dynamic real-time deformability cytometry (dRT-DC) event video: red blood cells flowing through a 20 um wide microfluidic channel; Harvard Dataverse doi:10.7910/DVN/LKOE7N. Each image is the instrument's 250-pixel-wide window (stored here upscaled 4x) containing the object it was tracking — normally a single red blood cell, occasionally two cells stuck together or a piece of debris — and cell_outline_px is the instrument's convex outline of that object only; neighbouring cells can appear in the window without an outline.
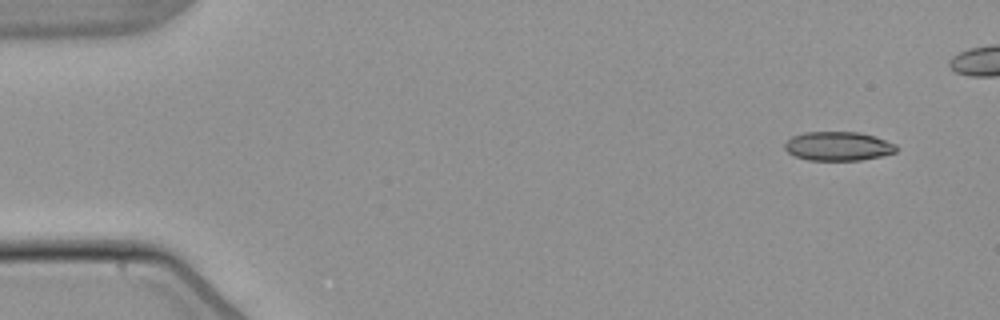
{"species": "common noctule bat (a hibernating species)", "species_latin": "Nyctalus noctula", "temperature_condition": "warm", "stored_images_in_passage": 5, "camera_frame_rate_fps": 3000, "um_per_image_px": 0.085, "animal": {"sex": "male", "body_mass_g": 21.5, "forearm_length_mm": 52.0}, "frame": {"image": 1, "passage_image": 5, "time_ms": 6.0, "image_size_px": [1000, 320], "cell_outline_px": [[896, 152], [880, 156], [860, 160], [808, 160], [796, 156], [788, 152], [784, 148], [784, 144], [792, 136], [804, 132], [860, 132], [876, 136], [896, 144]], "centroid_in_image_um": [71.24, 12.41], "position_along_channel_um": 13.8, "area_um2": 18.84}}